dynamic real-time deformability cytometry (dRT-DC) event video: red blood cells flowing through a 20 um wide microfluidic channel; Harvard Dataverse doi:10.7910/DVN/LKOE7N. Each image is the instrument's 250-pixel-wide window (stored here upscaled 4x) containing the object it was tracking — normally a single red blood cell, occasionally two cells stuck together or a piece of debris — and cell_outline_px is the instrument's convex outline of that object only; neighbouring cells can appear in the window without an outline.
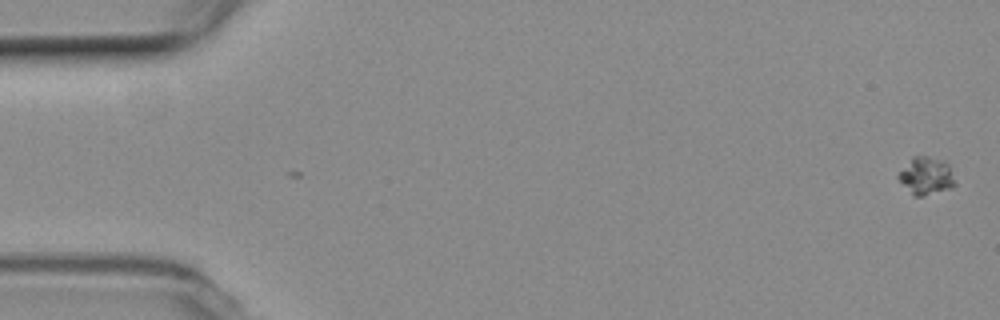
{"species": "common noctule bat (a hibernating species)", "species_latin": "Nyctalus noctula", "temperature_condition": "room temperature", "stored_images_in_passage": 4, "camera_frame_rate_fps": 3000, "um_per_image_px": 0.085, "animal": {"sex": "female", "body_mass_g": 19.3, "forearm_length_mm": 54.1}, "frame": {"image": 1, "passage_image": 4, "time_ms": 1.0, "image_size_px": [1000, 320], "cell_outline_px": [[956, 184], [952, 188], [924, 196], [912, 196], [896, 176], [912, 156], [928, 156], [944, 160], [948, 164]], "centroid_in_image_um": [78.72, 14.96], "position_along_channel_um": 6.3, "area_um2": 12.48}}